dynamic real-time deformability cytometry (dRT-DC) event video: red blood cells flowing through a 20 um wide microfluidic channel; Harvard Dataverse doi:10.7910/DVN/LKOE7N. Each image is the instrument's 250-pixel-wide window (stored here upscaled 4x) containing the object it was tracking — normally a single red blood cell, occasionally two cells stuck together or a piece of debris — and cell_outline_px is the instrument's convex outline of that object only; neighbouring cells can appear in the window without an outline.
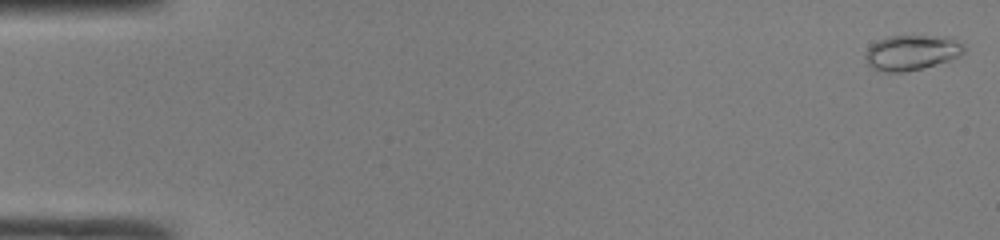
{"species": "common noctule bat (a hibernating species)", "species_latin": "Nyctalus noctula", "temperature_condition": "room temperature", "stored_images_in_passage": 49, "camera_frame_rate_fps": 3000, "um_per_image_px": 0.085, "animal": {"sex": "male", "body_mass_g": 19.0, "forearm_length_mm": 50.8}, "frame": {"image": 1, "passage_image": 1, "time_ms": 0.0, "image_size_px": [1000, 240], "cell_outline_px": [[964, 52], [960, 56], [948, 60], [920, 68], [900, 72], [888, 72], [872, 68], [868, 64], [864, 56], [868, 48], [872, 44], [888, 36], [952, 36], [964, 48]], "centroid_in_image_um": [77.48, 4.45], "position_along_channel_um": 7.5, "area_um2": 19.88}}
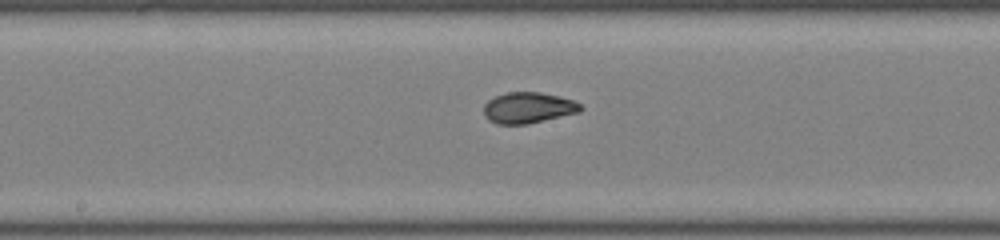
{"frame": {"image": 2, "passage_image": 26, "time_ms": 8.333, "image_size_px": [1000, 240], "cell_outline_px": [[584, 108], [580, 112], [528, 124], [496, 124], [488, 120], [484, 116], [484, 104], [488, 100], [496, 96], [508, 92], [540, 92], [560, 96], [572, 100], [580, 104]], "centroid_in_image_um": [44.89, 9.16], "position_along_channel_um": 203.3, "area_um2": 17.57}}
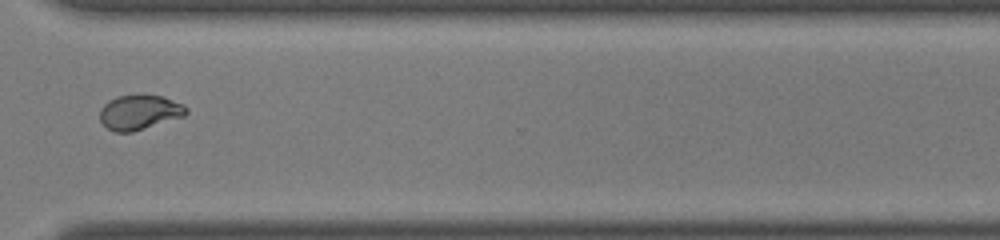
{"frame": {"image": 3, "passage_image": 37, "time_ms": 12.0, "image_size_px": [1000, 240], "cell_outline_px": [[188, 112], [184, 116], [132, 132], [116, 132], [108, 128], [100, 120], [100, 108], [108, 100], [116, 96], [140, 92], [164, 96], [184, 104], [188, 108]], "centroid_in_image_um": [11.87, 9.48], "position_along_channel_um": 358.7, "area_um2": 18.03}, "authors_computed_cell_mechanics": {"area_um2": 18.0336, "velocity_mm_per_s": 4.2191, "shape_relaxation_time_tau1_ms": 8.8512, "shape_relaxation_time_tau2_ms": 0.8672, "deformation_change_tau1": 0.2496, "deformation_change_tau2": 0.047}}